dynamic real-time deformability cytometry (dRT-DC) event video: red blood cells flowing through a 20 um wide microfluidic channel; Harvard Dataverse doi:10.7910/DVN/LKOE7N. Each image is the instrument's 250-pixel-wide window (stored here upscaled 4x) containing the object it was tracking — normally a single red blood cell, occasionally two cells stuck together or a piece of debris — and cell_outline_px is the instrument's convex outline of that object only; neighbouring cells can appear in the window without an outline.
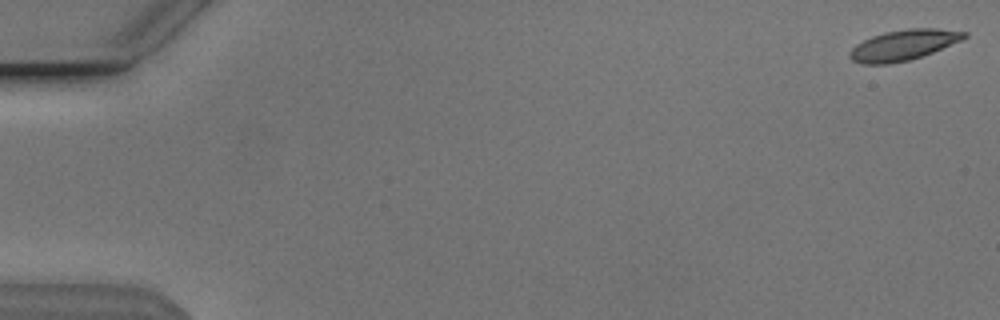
{"species": "Egyptian fruit bat (a non-hibernating species)", "species_latin": "Rousettus aegyptiacus", "temperature_condition": "cold", "stored_images_in_passage": 55, "segment_of_instrument_passage": [1, 2], "camera_frame_rate_fps": 3000, "um_per_image_px": 0.085, "animal": {"sex": "male"}, "frame": {"image": 1, "passage_image": 1, "time_ms": 0.0, "image_size_px": [1000, 320], "cell_outline_px": [[968, 36], [960, 40], [932, 52], [908, 60], [888, 64], [860, 64], [852, 60], [848, 56], [848, 52], [856, 44], [872, 36], [884, 32], [908, 28], [936, 28], [968, 32]], "centroid_in_image_um": [76.74, 3.82], "position_along_channel_um": 8.3, "area_um2": 20.23}}
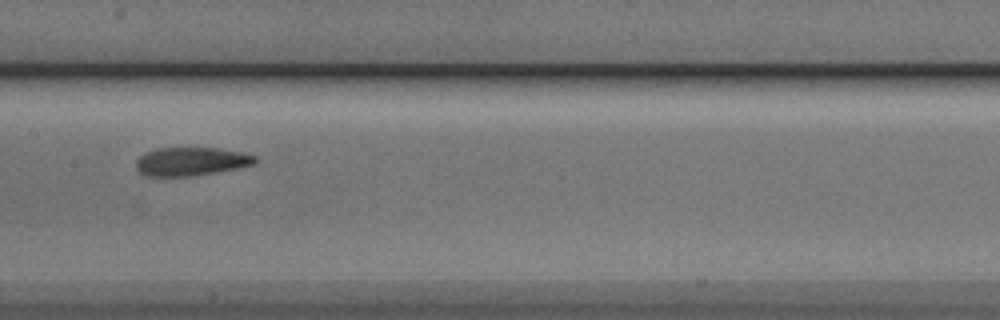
{"frame": {"image": 2, "passage_image": 28, "time_ms": 9.0, "image_size_px": [1000, 320], "cell_outline_px": [[260, 160], [256, 164], [240, 168], [192, 176], [148, 176], [140, 172], [136, 168], [136, 160], [144, 152], [156, 148], [216, 148], [244, 152], [256, 156]], "centroid_in_image_um": [16.3, 13.72], "position_along_channel_um": 191.1, "area_um2": 20.0}}
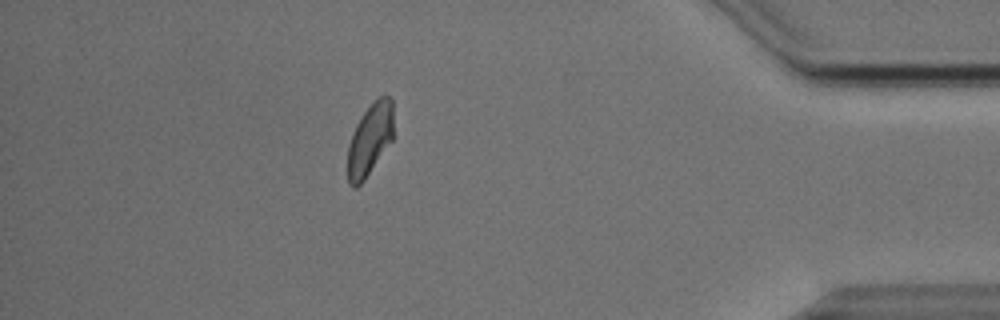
{"frame": {"image": 3, "passage_image": 48, "time_ms": 15.667, "image_size_px": [1000, 320], "cell_outline_px": [[392, 140], [364, 180], [356, 188], [352, 188], [348, 184], [348, 144], [352, 132], [356, 124], [364, 112], [376, 96], [388, 96], [392, 100]], "centroid_in_image_um": [31.41, 11.86], "position_along_channel_um": 403.8, "area_um2": 19.13}}